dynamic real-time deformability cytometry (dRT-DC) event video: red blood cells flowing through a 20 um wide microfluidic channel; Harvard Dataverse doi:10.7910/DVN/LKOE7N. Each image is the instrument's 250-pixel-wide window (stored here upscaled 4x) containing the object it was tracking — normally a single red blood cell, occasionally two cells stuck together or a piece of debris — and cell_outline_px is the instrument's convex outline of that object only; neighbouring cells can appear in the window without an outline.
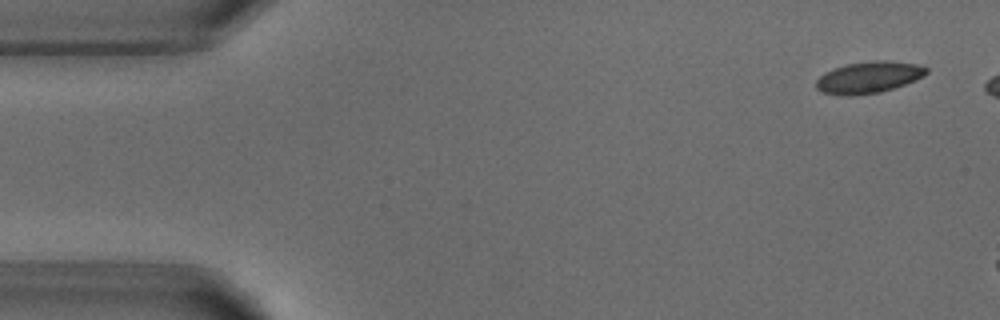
{"species": "common noctule bat (a hibernating species)", "species_latin": "Nyctalus noctula", "temperature_condition": "warm", "stored_images_in_passage": 2, "camera_frame_rate_fps": 3000, "um_per_image_px": 0.085, "animal": {"sex": "male", "body_mass_g": 18.8}, "frame": {"image": 1, "passage_image": 1, "time_ms": 0.0, "image_size_px": [1000, 320], "cell_outline_px": [[928, 72], [924, 76], [916, 80], [880, 92], [852, 96], [840, 96], [824, 92], [816, 88], [816, 80], [824, 72], [848, 64], [872, 60], [884, 60], [916, 64], [928, 68]], "centroid_in_image_um": [73.83, 6.58], "position_along_channel_um": 11.2, "area_um2": 20.23}}